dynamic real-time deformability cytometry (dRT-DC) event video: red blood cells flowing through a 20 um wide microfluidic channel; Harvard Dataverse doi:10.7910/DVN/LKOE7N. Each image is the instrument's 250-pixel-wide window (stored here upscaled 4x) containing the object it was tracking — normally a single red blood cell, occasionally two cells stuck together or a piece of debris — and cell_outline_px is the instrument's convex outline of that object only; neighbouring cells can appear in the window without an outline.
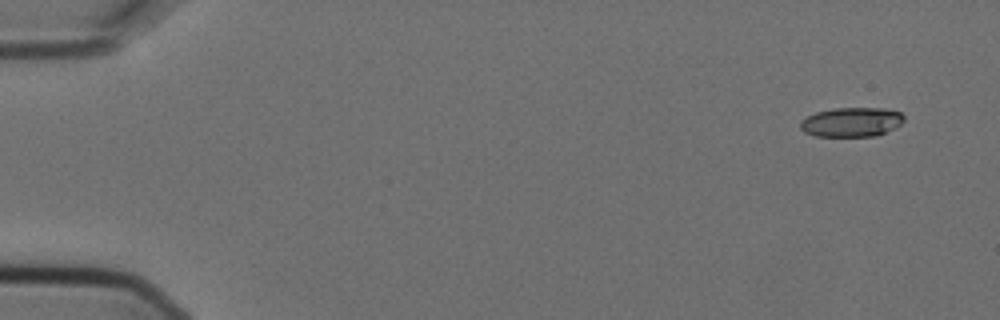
{"species": "Egyptian fruit bat (a non-hibernating species)", "species_latin": "Rousettus aegyptiacus", "temperature_condition": "cold", "stored_images_in_passage": 4, "camera_frame_rate_fps": 3000, "um_per_image_px": 0.085, "animal": {"sex": "female"}, "frame": {"image": 1, "passage_image": 1, "time_ms": 0.0, "image_size_px": [1000, 320], "cell_outline_px": [[904, 120], [896, 128], [876, 136], [816, 136], [804, 132], [800, 128], [800, 120], [816, 112], [832, 108], [884, 108], [900, 112], [904, 116]], "centroid_in_image_um": [72.38, 10.37], "position_along_channel_um": 12.6, "area_um2": 17.86}}
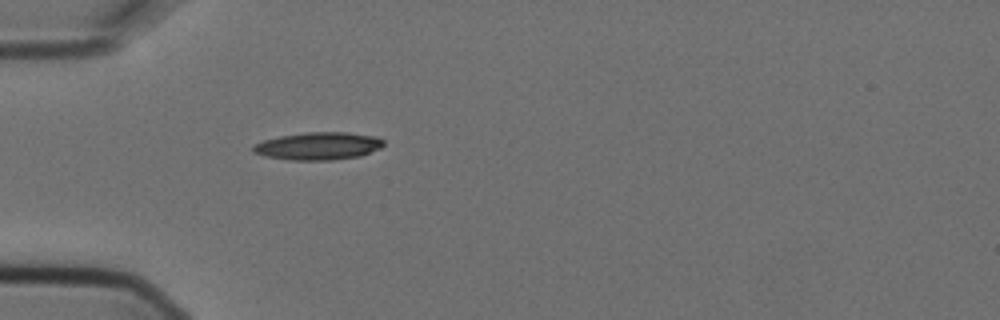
{"frame": {"image": 2, "passage_image": 4, "time_ms": 1.0, "image_size_px": [1000, 320], "cell_outline_px": [[384, 144], [380, 148], [360, 156], [332, 160], [288, 160], [264, 156], [252, 152], [252, 144], [264, 140], [280, 136], [308, 132], [348, 132], [376, 136], [384, 140]], "centroid_in_image_um": [27.04, 12.41], "position_along_channel_um": 58.0, "area_um2": 21.15}}